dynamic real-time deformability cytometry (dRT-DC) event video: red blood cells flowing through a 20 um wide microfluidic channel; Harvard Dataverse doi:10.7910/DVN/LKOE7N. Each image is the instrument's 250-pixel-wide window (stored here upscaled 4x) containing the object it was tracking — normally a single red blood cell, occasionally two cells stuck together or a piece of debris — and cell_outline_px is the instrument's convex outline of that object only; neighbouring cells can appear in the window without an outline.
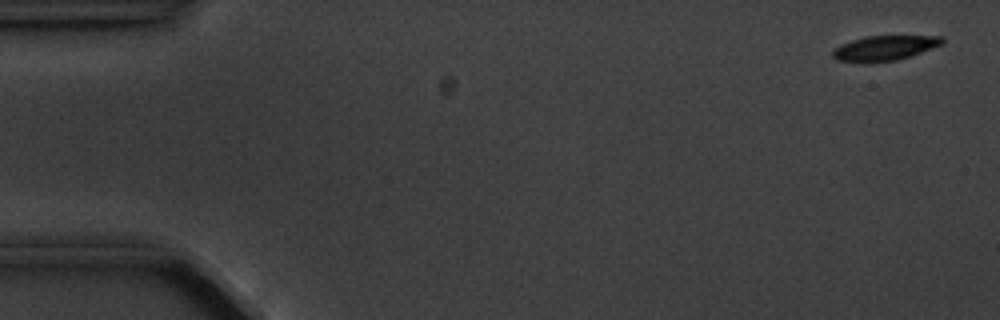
{"species": "common noctule bat (a hibernating species)", "species_latin": "Nyctalus noctula", "temperature_condition": "cold", "stored_images_in_passage": 5, "camera_frame_rate_fps": 3000, "um_per_image_px": 0.085, "animal": {"sex": "male", "body_mass_g": 20.1, "forearm_length_mm": 53.5}, "frame": {"image": 1, "passage_image": 1, "time_ms": 0.0, "image_size_px": [1000, 320], "cell_outline_px": [[944, 44], [896, 60], [868, 64], [864, 64], [836, 60], [832, 56], [832, 52], [840, 44], [864, 36], [944, 36]], "centroid_in_image_um": [75.14, 4.1], "position_along_channel_um": 9.9, "area_um2": 16.13}}